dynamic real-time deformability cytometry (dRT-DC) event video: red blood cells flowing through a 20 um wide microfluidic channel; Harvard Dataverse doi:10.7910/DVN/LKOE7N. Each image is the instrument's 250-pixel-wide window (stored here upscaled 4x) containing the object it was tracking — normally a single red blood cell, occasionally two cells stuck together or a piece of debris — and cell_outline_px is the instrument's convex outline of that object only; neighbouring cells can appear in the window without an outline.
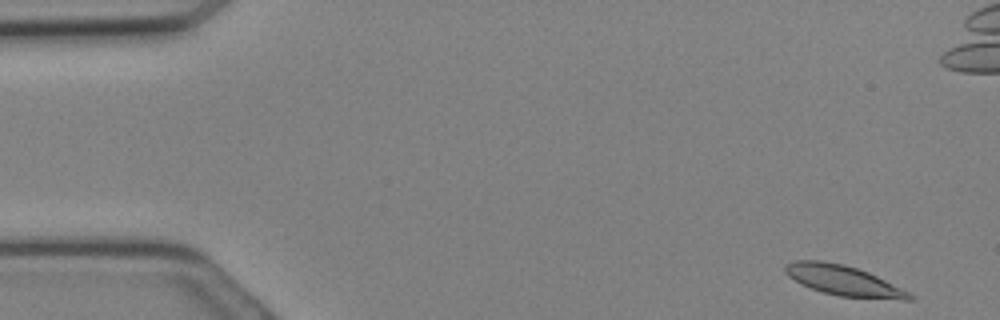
{"species": "Egyptian fruit bat (a non-hibernating species)", "species_latin": "Rousettus aegyptiacus", "temperature_condition": "cold", "stored_images_in_passage": 14, "camera_frame_rate_fps": 3000, "um_per_image_px": 0.085, "animal": {"sex": "female"}, "frame": {"image": 1, "passage_image": 1, "time_ms": 0.0, "image_size_px": [1000, 320], "cell_outline_px": [[916, 296], [912, 300], [900, 300], [840, 296], [824, 292], [812, 288], [788, 276], [784, 272], [784, 264], [796, 260], [820, 260], [844, 264], [868, 272]], "centroid_in_image_um": [71.69, 23.84], "position_along_channel_um": 13.3, "area_um2": 21.56}}
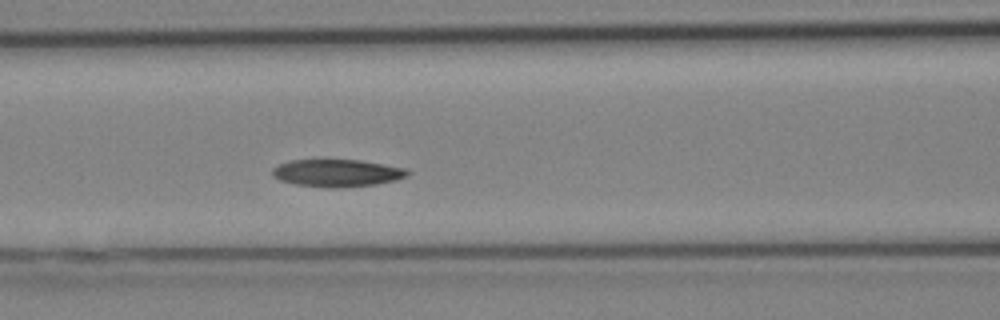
{"frame": {"image": 2, "passage_image": 12, "time_ms": 3.667, "image_size_px": [1000, 320], "cell_outline_px": [[412, 172], [408, 176], [396, 180], [376, 184], [336, 188], [328, 188], [296, 184], [280, 180], [272, 176], [272, 168], [288, 160], [360, 160], [408, 168]], "centroid_in_image_um": [28.69, 14.7], "position_along_channel_um": 137.9, "area_um2": 21.73}}
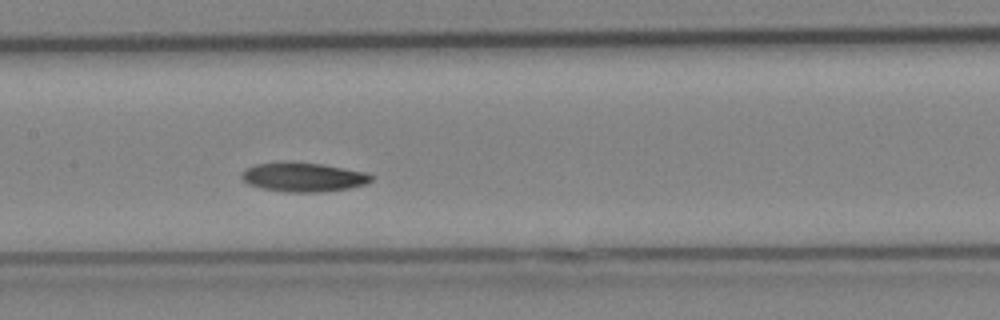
{"frame": {"image": 3, "passage_image": 14, "time_ms": 4.333, "image_size_px": [1000, 320], "cell_outline_px": [[376, 176], [368, 184], [348, 188], [320, 192], [288, 192], [260, 188], [248, 184], [240, 176], [244, 168], [256, 164], [280, 160], [320, 164], [364, 172]], "centroid_in_image_um": [25.74, 15.04], "position_along_channel_um": 181.7, "area_um2": 22.31}}